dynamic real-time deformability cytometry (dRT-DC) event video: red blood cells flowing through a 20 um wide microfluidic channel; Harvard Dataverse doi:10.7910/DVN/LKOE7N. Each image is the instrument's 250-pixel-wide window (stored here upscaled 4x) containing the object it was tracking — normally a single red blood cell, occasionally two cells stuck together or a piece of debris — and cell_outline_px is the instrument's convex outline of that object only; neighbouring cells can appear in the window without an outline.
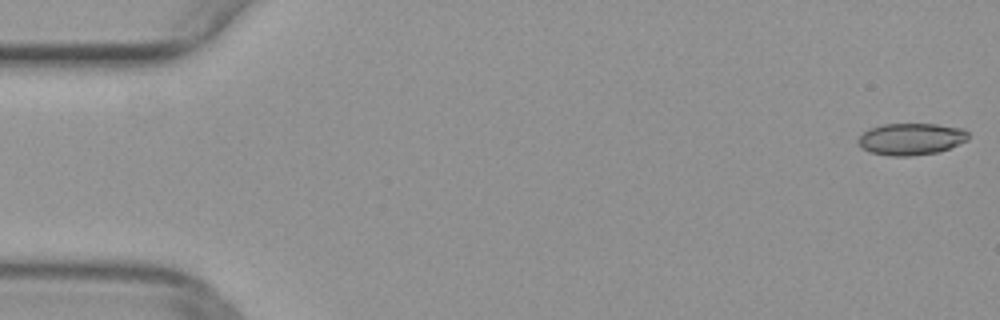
{"species": "common noctule bat (a hibernating species)", "species_latin": "Nyctalus noctula", "temperature_condition": "warm", "stored_images_in_passage": 12, "camera_frame_rate_fps": 3000, "um_per_image_px": 0.085, "animal": {"sex": "female", "body_mass_g": 29.2, "forearm_length_mm": 56.3}, "frame": {"image": 1, "passage_image": 1, "time_ms": 0.0, "image_size_px": [1000, 320], "cell_outline_px": [[968, 140], [948, 148], [936, 152], [912, 156], [892, 156], [868, 152], [856, 140], [868, 128], [884, 124], [936, 124], [964, 128], [968, 132]], "centroid_in_image_um": [77.44, 11.81], "position_along_channel_um": 7.6, "area_um2": 20.4}}